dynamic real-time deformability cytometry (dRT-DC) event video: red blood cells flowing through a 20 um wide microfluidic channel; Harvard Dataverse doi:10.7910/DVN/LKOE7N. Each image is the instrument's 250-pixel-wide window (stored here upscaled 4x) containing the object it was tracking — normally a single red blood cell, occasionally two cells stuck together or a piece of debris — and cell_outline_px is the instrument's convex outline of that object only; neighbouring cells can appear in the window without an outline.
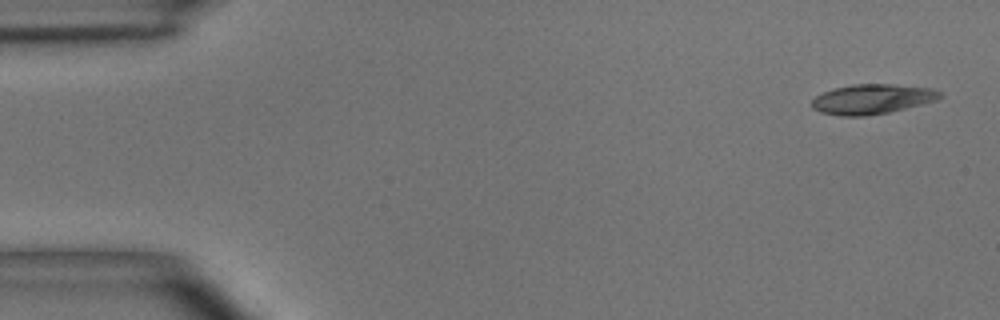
{"species": "common noctule bat (a hibernating species)", "species_latin": "Nyctalus noctula", "temperature_condition": "room temperature", "stored_images_in_passage": 5, "camera_frame_rate_fps": 3000, "um_per_image_px": 0.085, "animal": {"sex": "male", "body_mass_g": 15.6}, "frame": {"image": 1, "passage_image": 1, "time_ms": 0.0, "image_size_px": [1000, 320], "cell_outline_px": [[944, 96], [936, 100], [888, 112], [864, 116], [840, 116], [820, 112], [812, 108], [812, 100], [816, 96], [824, 92], [836, 88], [852, 84], [892, 84], [932, 88], [940, 92]], "centroid_in_image_um": [74.12, 8.42], "position_along_channel_um": 10.9, "area_um2": 22.08}}
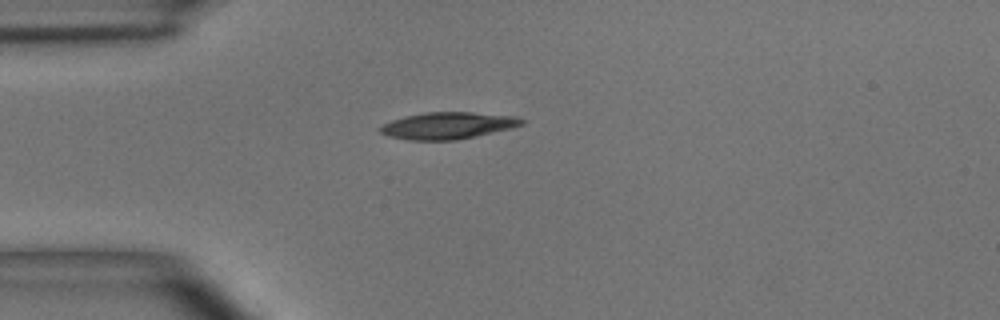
{"frame": {"image": 2, "passage_image": 4, "time_ms": 3.667, "image_size_px": [1000, 320], "cell_outline_px": [[528, 120], [524, 124], [512, 128], [476, 136], [456, 140], [408, 140], [388, 136], [380, 132], [376, 128], [392, 120], [404, 116], [424, 112], [472, 112], [516, 116]], "centroid_in_image_um": [38.09, 10.67], "position_along_channel_um": 46.9, "area_um2": 22.37}}